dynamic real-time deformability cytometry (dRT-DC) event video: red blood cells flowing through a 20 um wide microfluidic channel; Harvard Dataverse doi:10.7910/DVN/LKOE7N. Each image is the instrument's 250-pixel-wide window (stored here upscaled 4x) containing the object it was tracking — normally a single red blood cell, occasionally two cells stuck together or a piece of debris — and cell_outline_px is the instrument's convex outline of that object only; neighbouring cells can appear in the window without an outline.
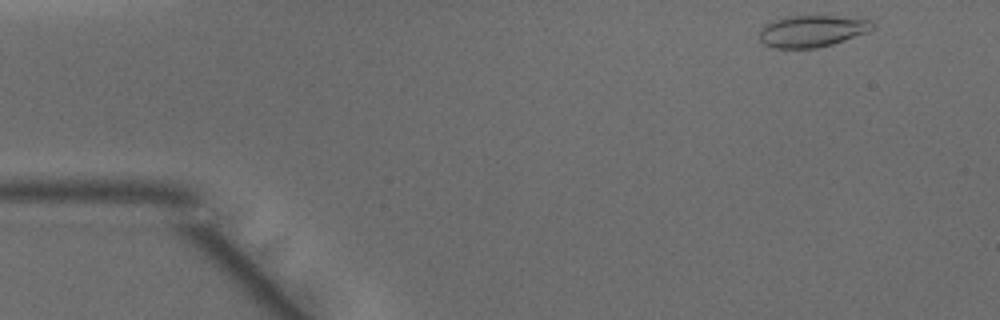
{"species": "common noctule bat (a hibernating species)", "species_latin": "Nyctalus noctula", "temperature_condition": "warm", "stored_images_in_passage": 46, "camera_frame_rate_fps": 3000, "um_per_image_px": 0.085, "animal": {"sex": "male", "body_mass_g": 15.6}, "frame": {"image": 1, "passage_image": 1, "time_ms": 0.0, "image_size_px": [1000, 320], "cell_outline_px": [[876, 28], [868, 32], [832, 44], [816, 48], [776, 48], [764, 44], [760, 40], [760, 32], [764, 24], [772, 20], [788, 16], [856, 16], [872, 20], [876, 24]], "centroid_in_image_um": [69.1, 2.62], "position_along_channel_um": 15.9, "area_um2": 21.27}}
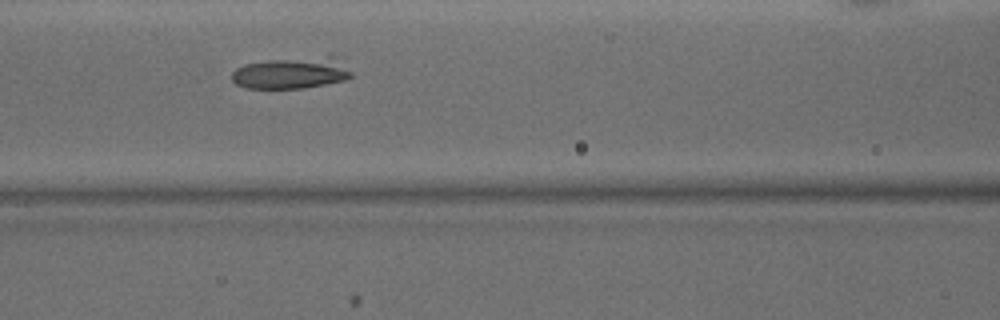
{"frame": {"image": 2, "passage_image": 17, "time_ms": 5.333, "image_size_px": [1000, 320], "cell_outline_px": [[352, 76], [348, 80], [304, 88], [244, 88], [236, 84], [232, 80], [232, 72], [236, 68], [244, 64], [268, 60], [332, 52], [344, 56], [352, 72]], "centroid_in_image_um": [24.97, 6.12], "position_along_channel_um": 141.6, "area_um2": 23.58}}
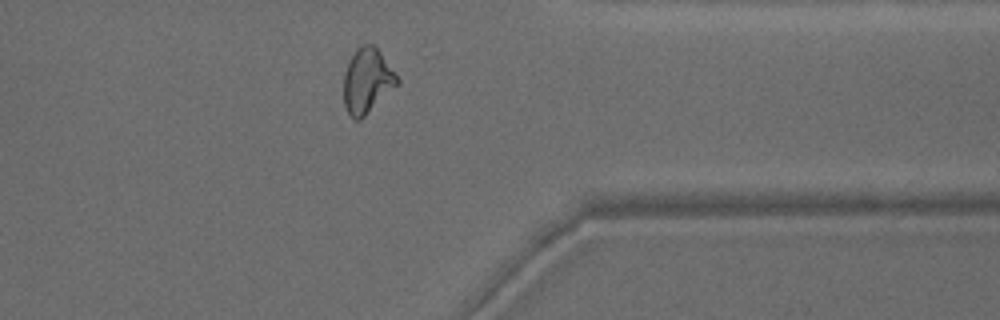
{"frame": {"image": 3, "passage_image": 35, "time_ms": 11.333, "image_size_px": [1000, 320], "cell_outline_px": [[400, 84], [360, 120], [356, 120], [348, 112], [344, 104], [344, 72], [356, 48], [360, 44], [372, 44], [380, 52], [400, 80]], "centroid_in_image_um": [31.22, 6.87], "position_along_channel_um": 380.2, "area_um2": 20.11}}